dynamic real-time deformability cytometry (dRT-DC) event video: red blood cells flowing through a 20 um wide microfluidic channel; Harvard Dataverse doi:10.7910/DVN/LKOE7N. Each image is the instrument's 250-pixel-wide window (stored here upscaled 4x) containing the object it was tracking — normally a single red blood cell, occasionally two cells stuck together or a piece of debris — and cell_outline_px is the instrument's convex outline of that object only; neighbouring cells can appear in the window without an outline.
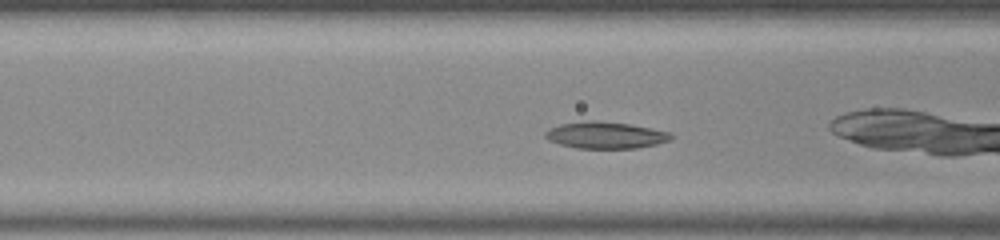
{"species": "common noctule bat (a hibernating species)", "species_latin": "Nyctalus noctula", "temperature_condition": "room temperature", "stored_images_in_passage": 41, "camera_frame_rate_fps": 3000, "um_per_image_px": 0.085, "animal": {"sex": "male", "body_mass_g": 20.0, "forearm_length_mm": 53.3}, "frame": {"image": 1, "passage_image": 7, "time_ms": 2.0, "image_size_px": [1000, 240], "cell_outline_px": [[672, 140], [656, 144], [636, 148], [576, 148], [560, 144], [548, 140], [544, 136], [544, 132], [548, 128], [560, 124], [588, 120], [596, 120], [628, 124], [672, 132]], "centroid_in_image_um": [51.45, 11.48], "position_along_channel_um": 115.2, "area_um2": 19.65}}
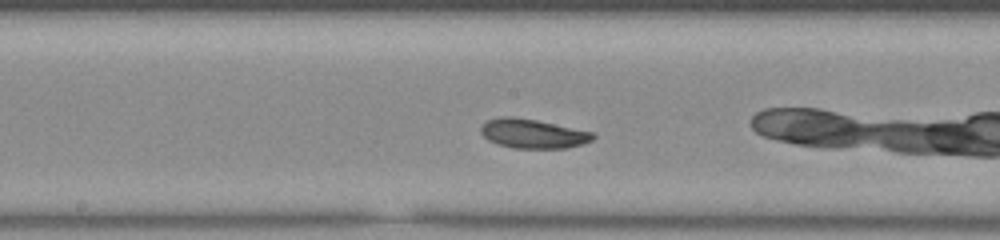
{"frame": {"image": 2, "passage_image": 14, "time_ms": 4.333, "image_size_px": [1000, 240], "cell_outline_px": [[596, 136], [592, 140], [584, 144], [568, 148], [512, 148], [496, 144], [488, 140], [480, 132], [480, 128], [488, 120], [500, 116], [512, 116], [536, 120], [596, 132]], "centroid_in_image_um": [45.33, 11.36], "position_along_channel_um": 202.9, "area_um2": 19.36}}
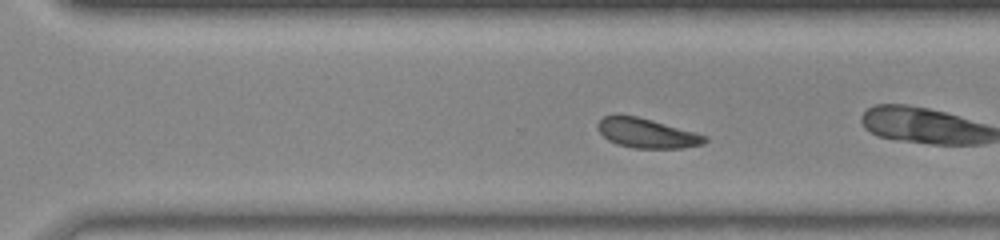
{"frame": {"image": 3, "passage_image": 23, "time_ms": 7.333, "image_size_px": [1000, 240], "cell_outline_px": [[708, 140], [704, 144], [680, 148], [632, 148], [616, 144], [608, 140], [600, 132], [596, 124], [604, 116], [616, 112], [636, 116], [652, 120], [696, 132], [708, 136]], "centroid_in_image_um": [54.95, 11.3], "position_along_channel_um": 315.6, "area_um2": 18.79}, "authors_computed_cell_mechanics": {"area_um2": 19.0162, "velocity_mm_per_s": 3.7612, "shape_relaxation_time_tau1_ms": 2.4392, "shape_relaxation_time_tau2_ms": null, "deformation_change_tau1": 0.1008, "deformation_change_tau2": null}}